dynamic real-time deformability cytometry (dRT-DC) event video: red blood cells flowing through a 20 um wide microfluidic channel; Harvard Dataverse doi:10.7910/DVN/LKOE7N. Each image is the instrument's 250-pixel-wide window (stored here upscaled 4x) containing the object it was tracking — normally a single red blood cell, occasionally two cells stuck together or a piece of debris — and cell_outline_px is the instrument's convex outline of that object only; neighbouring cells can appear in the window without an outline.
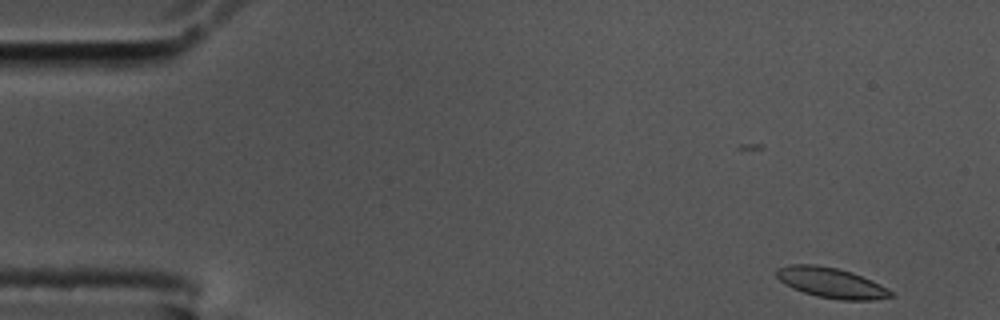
{"species": "common noctule bat (a hibernating species)", "species_latin": "Nyctalus noctula", "temperature_condition": "cold", "stored_images_in_passage": 56, "camera_frame_rate_fps": 3000, "um_per_image_px": 0.085, "animal": {"sex": "male", "body_mass_g": 17.5, "forearm_length_mm": 52.3}, "frame": {"image": 1, "passage_image": 2, "time_ms": 0.333, "image_size_px": [1000, 320], "cell_outline_px": [[892, 296], [872, 300], [840, 300], [816, 296], [792, 288], [780, 280], [776, 276], [776, 268], [792, 264], [816, 264], [836, 268], [852, 272], [872, 280], [880, 284], [892, 292]], "centroid_in_image_um": [70.63, 24.03], "position_along_channel_um": 14.4, "area_um2": 20.06}}
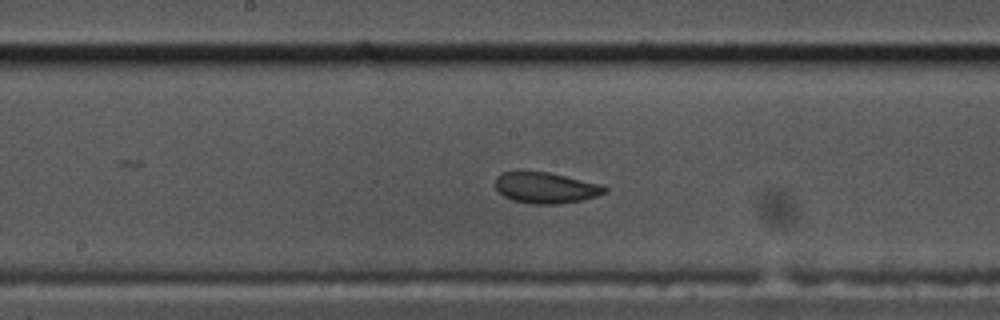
{"frame": {"image": 2, "passage_image": 28, "time_ms": 9.0, "image_size_px": [1000, 320], "cell_outline_px": [[608, 192], [596, 196], [580, 200], [560, 204], [532, 204], [512, 200], [504, 196], [496, 188], [496, 176], [504, 172], [548, 172], [600, 184], [608, 188]], "centroid_in_image_um": [46.4, 15.97], "position_along_channel_um": 201.8, "area_um2": 19.54}}
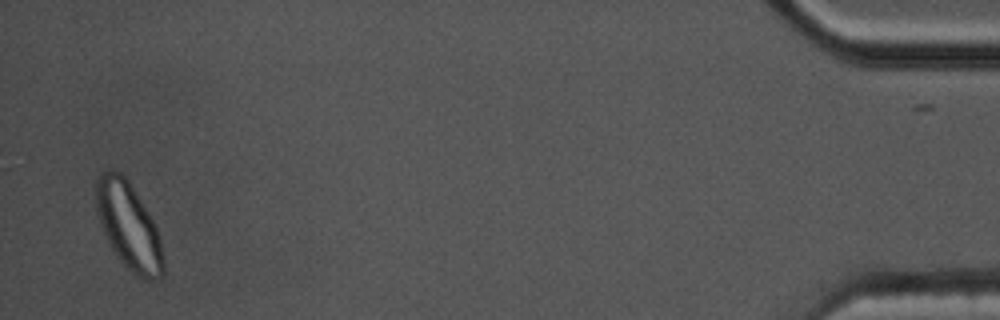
{"frame": {"image": 3, "passage_image": 55, "time_ms": 18.0, "image_size_px": [1000, 320], "cell_outline_px": [[164, 276], [160, 280], [144, 280], [132, 272], [116, 256], [108, 244], [100, 224], [96, 208], [96, 180], [100, 172], [108, 168], [112, 168], [120, 172], [128, 180], [152, 220], [160, 236], [164, 260]], "centroid_in_image_um": [10.93, 19.22], "position_along_channel_um": 424.3, "area_um2": 34.28}, "authors_computed_cell_mechanics": {"area_um2": 20.3745, "velocity_mm_per_s": 3.4255, "shape_relaxation_time_tau1_ms": 5.7907, "shape_relaxation_time_tau2_ms": 1.3776, "deformation_change_tau1": 0.1649, "deformation_change_tau2": 0.069}}